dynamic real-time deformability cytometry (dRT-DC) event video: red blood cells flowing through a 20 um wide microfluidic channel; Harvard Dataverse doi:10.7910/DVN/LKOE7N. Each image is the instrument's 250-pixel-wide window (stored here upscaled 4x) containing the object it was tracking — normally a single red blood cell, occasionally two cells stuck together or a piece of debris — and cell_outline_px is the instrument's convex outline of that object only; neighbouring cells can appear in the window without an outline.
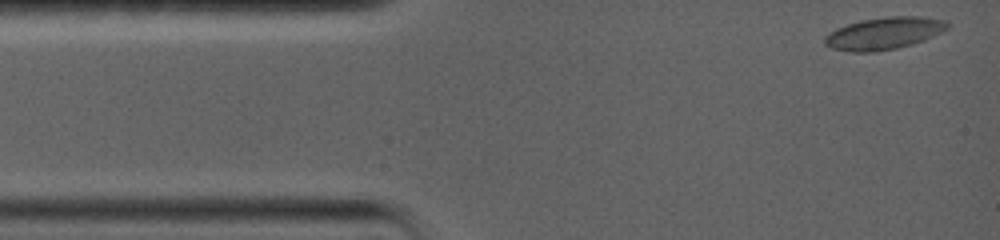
{"species": "common noctule bat (a hibernating species)", "species_latin": "Nyctalus noctula", "temperature_condition": "warm", "stored_images_in_passage": 44, "camera_frame_rate_fps": 5000, "um_per_image_px": 0.085, "animal": {"sex": "female", "body_mass_g": 19.0, "forearm_length_mm": 56.7}, "frame": {"image": 1, "passage_image": 1, "time_ms": 0.0, "image_size_px": [1000, 240], "cell_outline_px": [[948, 28], [924, 40], [912, 44], [896, 48], [876, 52], [852, 52], [832, 48], [824, 44], [824, 36], [828, 32], [836, 28], [860, 20], [888, 16], [920, 16], [948, 20]], "centroid_in_image_um": [75.12, 2.83], "position_along_channel_um": 9.9, "area_um2": 23.12}}
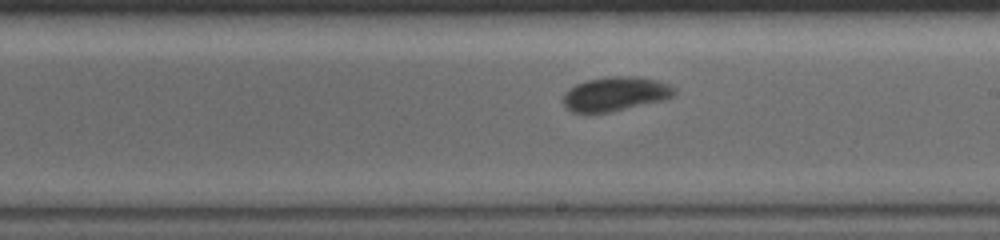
{"frame": {"image": 2, "passage_image": 26, "time_ms": 8.0, "image_size_px": [1000, 240], "cell_outline_px": [[676, 92], [672, 96], [664, 100], [608, 112], [572, 112], [564, 104], [564, 92], [568, 88], [584, 80], [608, 76], [636, 76], [656, 80], [668, 84], [676, 88]], "centroid_in_image_um": [52.3, 7.96], "position_along_channel_um": 236.7, "area_um2": 22.08}}
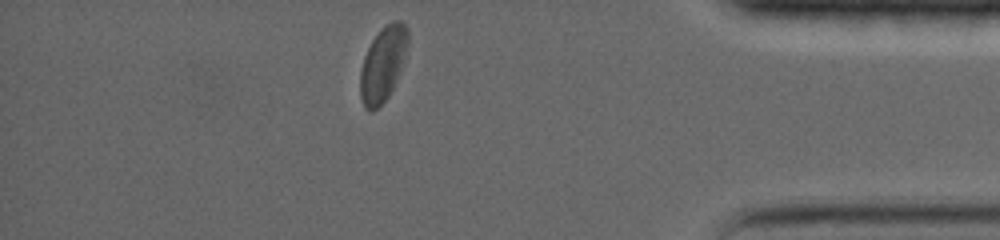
{"frame": {"image": 3, "passage_image": 44, "time_ms": 13.4, "image_size_px": [1000, 240], "cell_outline_px": [[408, 44], [396, 80], [388, 96], [372, 112], [368, 112], [364, 108], [360, 96], [360, 72], [364, 56], [372, 40], [392, 20], [400, 20], [408, 28]], "centroid_in_image_um": [32.53, 5.46], "position_along_channel_um": 402.7, "area_um2": 20.35}, "authors_computed_cell_mechanics": {"area_um2": 21.4727, "velocity_mm_per_s": 3.6774, "shape_relaxation_time_tau1_ms": 6.6372, "shape_relaxation_time_tau2_ms": 1.5178, "deformation_change_tau1": 0.1752, "deformation_change_tau2": 0.0424}}